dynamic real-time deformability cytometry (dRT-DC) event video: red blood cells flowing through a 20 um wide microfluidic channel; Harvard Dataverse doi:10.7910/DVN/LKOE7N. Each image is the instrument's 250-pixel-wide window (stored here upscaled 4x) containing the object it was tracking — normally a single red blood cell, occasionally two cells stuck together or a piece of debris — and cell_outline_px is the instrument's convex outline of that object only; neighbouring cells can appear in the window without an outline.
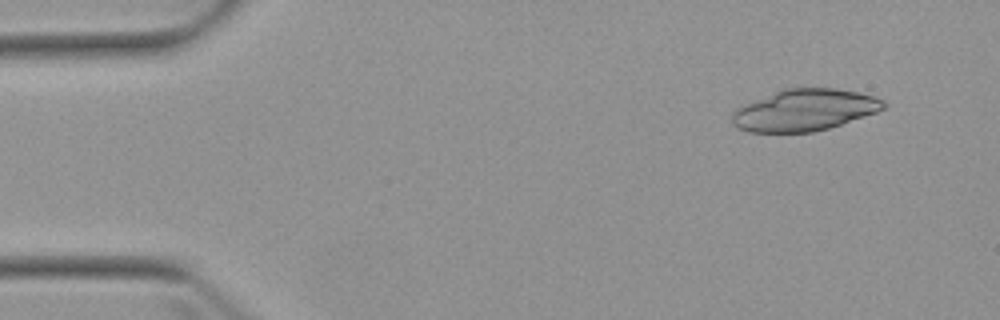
{"species": "Egyptian fruit bat (a non-hibernating species)", "species_latin": "Rousettus aegyptiacus", "temperature_condition": "warm", "stored_images_in_passage": 5, "camera_frame_rate_fps": 3000, "um_per_image_px": 0.085, "animal": {"sex": "female"}, "frame": {"image": 1, "passage_image": 1, "time_ms": 0.0, "image_size_px": [1000, 320], "cell_outline_px": [[888, 104], [884, 108], [876, 112], [828, 128], [812, 132], [748, 132], [736, 128], [732, 124], [732, 112], [736, 108], [784, 88], [836, 88], [856, 92], [872, 96], [884, 100]], "centroid_in_image_um": [68.36, 9.36], "position_along_channel_um": 16.6, "area_um2": 36.47}}